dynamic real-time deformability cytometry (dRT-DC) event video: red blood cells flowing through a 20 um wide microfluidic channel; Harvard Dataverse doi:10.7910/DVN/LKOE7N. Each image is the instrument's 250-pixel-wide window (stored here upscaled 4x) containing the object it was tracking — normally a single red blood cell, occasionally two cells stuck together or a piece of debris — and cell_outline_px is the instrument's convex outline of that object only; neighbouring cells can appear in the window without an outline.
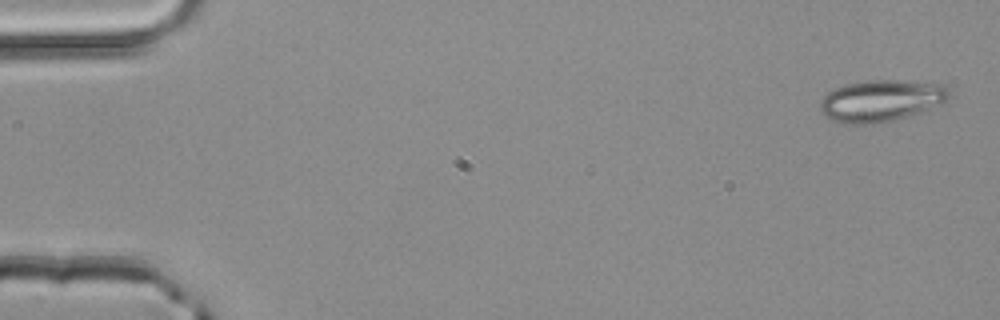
{"species": "common noctule bat (a hibernating species)", "species_latin": "Nyctalus noctula", "temperature_condition": "room temperature", "stored_images_in_passage": 4, "camera_frame_rate_fps": 3000, "um_per_image_px": 0.085, "animal": {"sex": "male", "body_mass_g": 20.4}, "frame": {"image": 1, "passage_image": 1, "time_ms": 0.0, "image_size_px": [1000, 320], "cell_outline_px": [[952, 96], [948, 100], [940, 104], [892, 120], [872, 124], [844, 124], [832, 120], [824, 116], [820, 112], [820, 100], [828, 92], [836, 88], [848, 84], [864, 80], [900, 80], [944, 84], [952, 92]], "centroid_in_image_um": [74.88, 8.54], "position_along_channel_um": 10.1, "area_um2": 31.33}}